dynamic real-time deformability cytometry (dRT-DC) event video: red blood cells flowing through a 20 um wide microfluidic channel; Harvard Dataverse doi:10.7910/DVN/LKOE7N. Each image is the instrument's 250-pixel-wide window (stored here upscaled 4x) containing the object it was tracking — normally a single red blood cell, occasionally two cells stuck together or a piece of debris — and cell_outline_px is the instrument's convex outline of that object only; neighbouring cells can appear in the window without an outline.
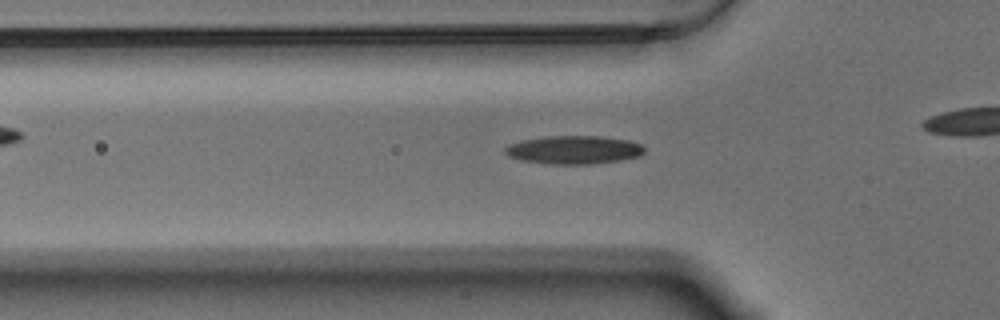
{"species": "Egyptian fruit bat (a non-hibernating species)", "species_latin": "Rousettus aegyptiacus", "temperature_condition": "warm", "stored_images_in_passage": 44, "camera_frame_rate_fps": 3000, "um_per_image_px": 0.085, "animal": {"sex": "male"}, "frame": {"image": 1, "passage_image": 17, "time_ms": 5.333, "image_size_px": [1000, 320], "cell_outline_px": [[644, 152], [640, 156], [620, 160], [592, 164], [552, 164], [520, 160], [508, 156], [504, 152], [504, 148], [508, 144], [524, 140], [552, 136], [600, 136], [628, 140], [640, 144], [644, 148]], "centroid_in_image_um": [48.77, 12.74], "position_along_channel_um": 77.0, "area_um2": 22.89}}
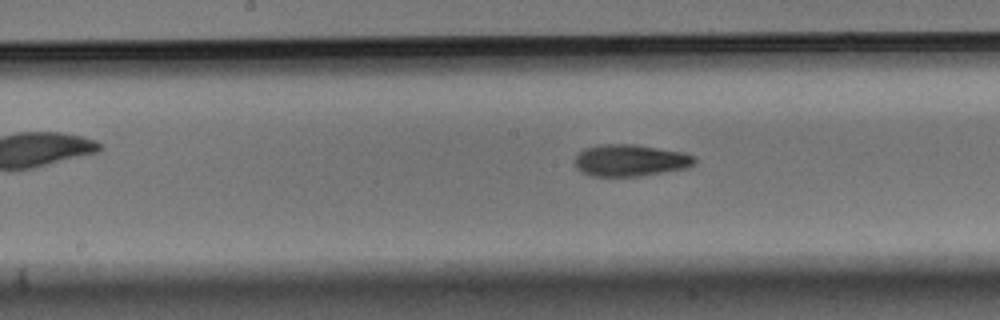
{"frame": {"image": 2, "passage_image": 27, "time_ms": 8.667, "image_size_px": [1000, 320], "cell_outline_px": [[696, 160], [688, 168], [644, 176], [592, 176], [580, 172], [576, 168], [576, 156], [584, 148], [600, 144], [636, 144], [680, 152], [696, 156]], "centroid_in_image_um": [53.57, 13.64], "position_along_channel_um": 194.6, "area_um2": 22.31}}
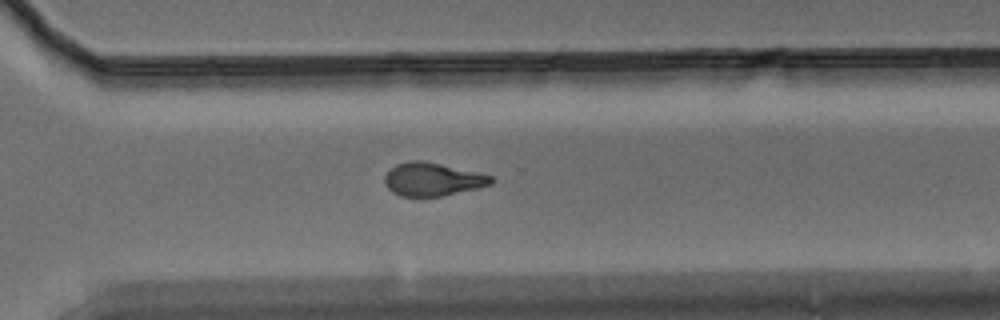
{"frame": {"image": 3, "passage_image": 39, "time_ms": 12.667, "image_size_px": [1000, 320], "cell_outline_px": [[492, 184], [444, 196], [400, 196], [392, 192], [384, 184], [384, 176], [396, 164], [408, 160], [420, 160], [480, 172], [492, 176]], "centroid_in_image_um": [36.75, 15.24], "position_along_channel_um": 333.9, "area_um2": 20.58}}